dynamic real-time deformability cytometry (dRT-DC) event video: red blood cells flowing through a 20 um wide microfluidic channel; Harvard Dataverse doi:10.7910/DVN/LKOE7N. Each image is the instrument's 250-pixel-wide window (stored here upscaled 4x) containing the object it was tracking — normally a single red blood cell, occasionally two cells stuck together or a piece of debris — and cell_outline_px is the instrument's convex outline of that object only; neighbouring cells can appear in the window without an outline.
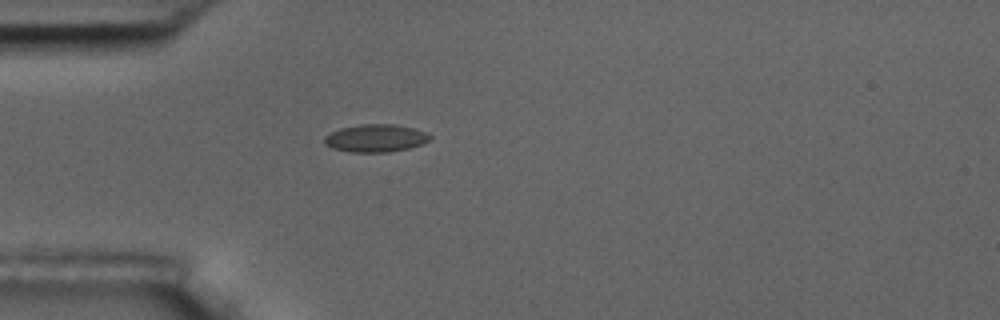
{"species": "common noctule bat (a hibernating species)", "species_latin": "Nyctalus noctula", "temperature_condition": "room temperature", "stored_images_in_passage": 1, "camera_frame_rate_fps": 3000, "um_per_image_px": 0.085, "animal": {"sex": "male", "body_mass_g": 17.5, "forearm_length_mm": 52.3}, "frame": {"image": 1, "passage_image": 1, "time_ms": 0.0, "image_size_px": [1000, 320], "cell_outline_px": [[432, 136], [428, 140], [420, 144], [408, 148], [388, 152], [348, 152], [332, 148], [324, 144], [324, 136], [340, 128], [360, 124], [392, 124], [412, 128], [424, 132]], "centroid_in_image_um": [31.87, 11.75], "position_along_channel_um": 53.1, "area_um2": 16.88}}